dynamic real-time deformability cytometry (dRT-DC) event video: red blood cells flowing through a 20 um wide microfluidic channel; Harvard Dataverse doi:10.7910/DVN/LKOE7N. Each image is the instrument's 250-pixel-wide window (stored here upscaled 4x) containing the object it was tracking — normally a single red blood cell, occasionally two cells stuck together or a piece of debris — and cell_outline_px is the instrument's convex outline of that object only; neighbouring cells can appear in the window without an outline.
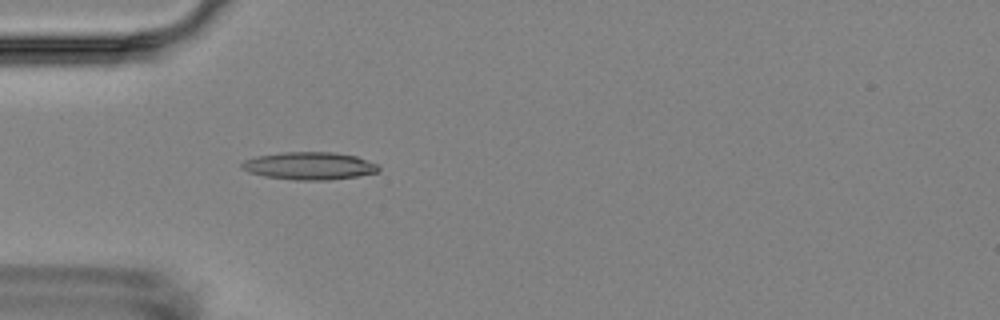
{"species": "Egyptian fruit bat (a non-hibernating species)", "species_latin": "Rousettus aegyptiacus", "temperature_condition": "room temperature", "stored_images_in_passage": 3, "camera_frame_rate_fps": 3000, "um_per_image_px": 0.085, "animal": {"sex": "female"}, "frame": {"image": 1, "passage_image": 3, "time_ms": 4.0, "image_size_px": [1000, 320], "cell_outline_px": [[380, 168], [376, 172], [356, 176], [328, 180], [296, 180], [264, 176], [248, 172], [240, 168], [240, 164], [244, 160], [256, 156], [280, 152], [332, 152], [356, 156], [376, 164]], "centroid_in_image_um": [26.23, 14.09], "position_along_channel_um": 58.8, "area_um2": 21.96}}